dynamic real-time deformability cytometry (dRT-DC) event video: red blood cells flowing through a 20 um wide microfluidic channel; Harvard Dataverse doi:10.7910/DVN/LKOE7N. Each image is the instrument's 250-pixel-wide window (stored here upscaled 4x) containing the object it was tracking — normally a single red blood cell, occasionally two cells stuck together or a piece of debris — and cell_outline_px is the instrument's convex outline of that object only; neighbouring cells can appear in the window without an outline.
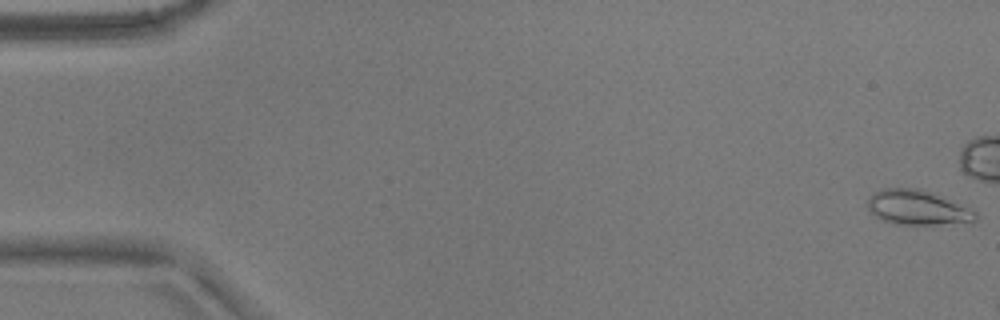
{"species": "common noctule bat (a hibernating species)", "species_latin": "Nyctalus noctula", "temperature_condition": "warm", "stored_images_in_passage": 8, "camera_frame_rate_fps": 3000, "um_per_image_px": 0.085, "animal": {"sex": "male", "body_mass_g": 17.9}, "frame": {"image": 1, "passage_image": 1, "time_ms": 0.0, "image_size_px": [1000, 320], "cell_outline_px": [[976, 220], [936, 224], [896, 224], [884, 220], [876, 216], [868, 208], [868, 200], [880, 188], [916, 188], [928, 192], [968, 208], [976, 212]], "centroid_in_image_um": [77.92, 17.64], "position_along_channel_um": 7.1, "area_um2": 20.87}}